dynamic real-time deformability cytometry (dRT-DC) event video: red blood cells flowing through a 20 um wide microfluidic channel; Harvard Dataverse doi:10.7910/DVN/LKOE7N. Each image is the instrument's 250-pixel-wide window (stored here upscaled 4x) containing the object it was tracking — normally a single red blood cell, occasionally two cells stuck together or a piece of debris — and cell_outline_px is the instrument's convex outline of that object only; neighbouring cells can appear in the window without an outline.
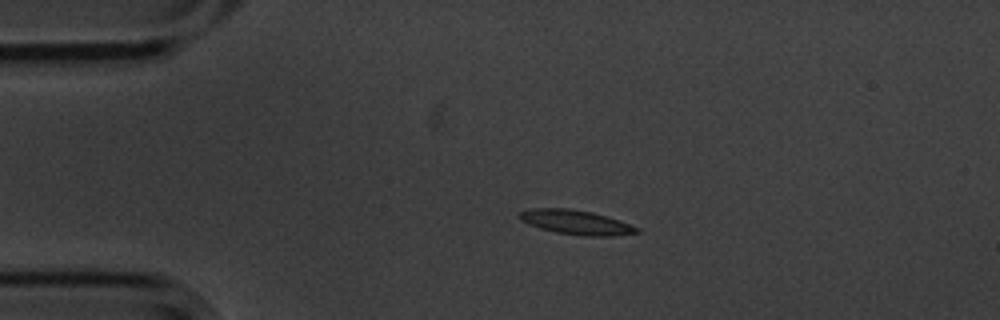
{"species": "common noctule bat (a hibernating species)", "species_latin": "Nyctalus noctula", "temperature_condition": "cold", "stored_images_in_passage": 46, "camera_frame_rate_fps": 3000, "um_per_image_px": 0.085, "animal": {"sex": "male", "body_mass_g": 20.1, "forearm_length_mm": 53.5}, "frame": {"image": 1, "passage_image": 1, "time_ms": 0.0, "image_size_px": [1000, 320], "cell_outline_px": [[640, 232], [608, 236], [584, 236], [556, 232], [540, 228], [528, 224], [520, 220], [516, 216], [520, 212], [532, 208], [568, 208], [592, 212], [640, 228]], "centroid_in_image_um": [48.89, 18.89], "position_along_channel_um": 36.1, "area_um2": 16.47}}
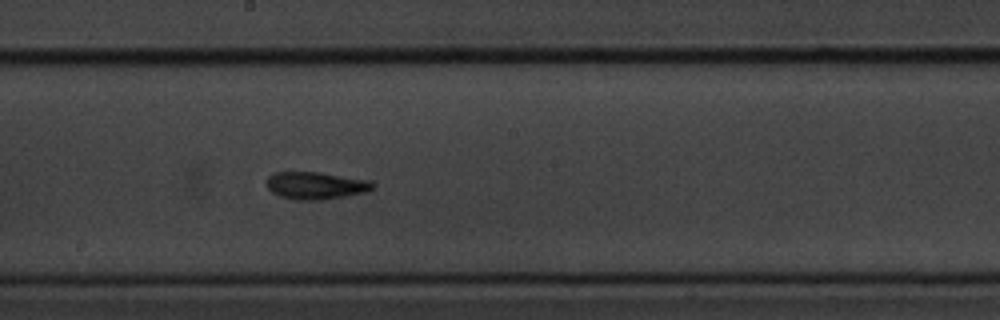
{"frame": {"image": 2, "passage_image": 20, "time_ms": 6.333, "image_size_px": [1000, 320], "cell_outline_px": [[376, 188], [364, 192], [324, 200], [296, 200], [280, 196], [272, 192], [268, 188], [268, 176], [276, 172], [320, 172], [368, 180], [376, 184]], "centroid_in_image_um": [26.87, 15.77], "position_along_channel_um": 221.3, "area_um2": 16.88}}
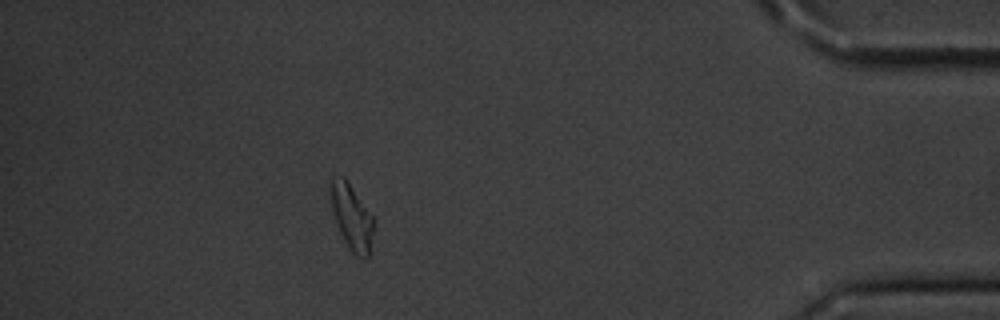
{"frame": {"image": 3, "passage_image": 40, "time_ms": 13.0, "image_size_px": [1000, 320], "cell_outline_px": [[372, 232], [368, 256], [356, 256], [348, 248], [340, 232], [332, 208], [328, 184], [332, 180], [340, 176], [344, 176], [372, 216]], "centroid_in_image_um": [29.85, 18.41], "position_along_channel_um": 405.4, "area_um2": 15.78}, "authors_computed_cell_mechanics": {"area_um2": 15.9239, "velocity_mm_per_s": 3.4723, "shape_relaxation_time_tau1_ms": 4.0245, "shape_relaxation_time_tau2_ms": 3.8999, "deformation_change_tau1": 0.1435, "deformation_change_tau2": 0.1168}}